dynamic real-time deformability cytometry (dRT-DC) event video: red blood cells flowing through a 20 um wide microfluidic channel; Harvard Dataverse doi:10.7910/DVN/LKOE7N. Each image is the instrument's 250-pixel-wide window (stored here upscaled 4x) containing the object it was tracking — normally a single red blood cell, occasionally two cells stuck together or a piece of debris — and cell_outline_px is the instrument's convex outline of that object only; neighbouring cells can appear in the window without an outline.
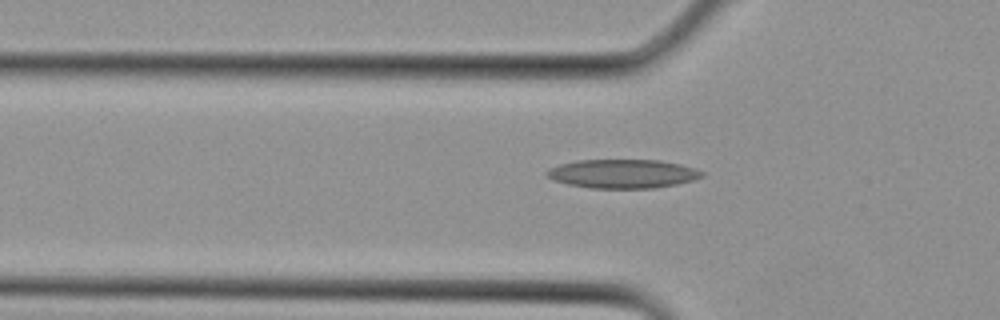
{"species": "Egyptian fruit bat (a non-hibernating species)", "species_latin": "Rousettus aegyptiacus", "temperature_condition": "cold", "stored_images_in_passage": 4, "camera_frame_rate_fps": 3000, "um_per_image_px": 0.085, "animal": {"sex": "female"}, "frame": {"image": 1, "passage_image": 4, "time_ms": 1.0, "image_size_px": [1000, 320], "cell_outline_px": [[704, 176], [692, 180], [676, 184], [656, 188], [592, 188], [568, 184], [544, 176], [544, 172], [548, 168], [560, 164], [580, 160], [660, 160], [680, 164], [696, 168], [704, 172]], "centroid_in_image_um": [52.93, 14.76], "position_along_channel_um": 72.9, "area_um2": 26.13}}